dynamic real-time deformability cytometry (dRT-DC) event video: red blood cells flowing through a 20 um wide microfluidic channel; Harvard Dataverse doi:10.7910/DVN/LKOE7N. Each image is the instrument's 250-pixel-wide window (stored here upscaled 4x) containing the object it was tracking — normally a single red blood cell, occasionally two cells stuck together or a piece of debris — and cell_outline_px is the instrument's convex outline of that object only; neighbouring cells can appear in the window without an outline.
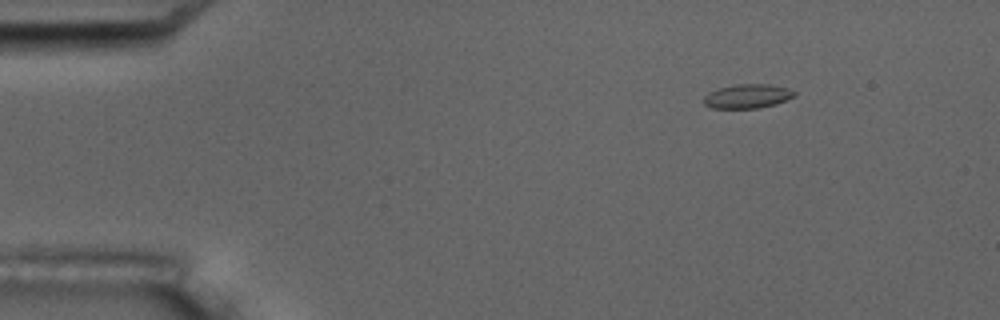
{"species": "common noctule bat (a hibernating species)", "species_latin": "Nyctalus noctula", "temperature_condition": "room temperature", "stored_images_in_passage": 6, "camera_frame_rate_fps": 3000, "um_per_image_px": 0.085, "animal": {"sex": "male", "body_mass_g": 17.5, "forearm_length_mm": 52.3}, "frame": {"image": 1, "passage_image": 3, "time_ms": 2.333, "image_size_px": [1000, 320], "cell_outline_px": [[796, 96], [776, 104], [760, 108], [712, 108], [704, 104], [704, 96], [708, 92], [720, 88], [736, 84], [768, 84], [788, 88], [796, 92]], "centroid_in_image_um": [63.55, 8.18], "position_along_channel_um": 21.4, "area_um2": 12.77}}
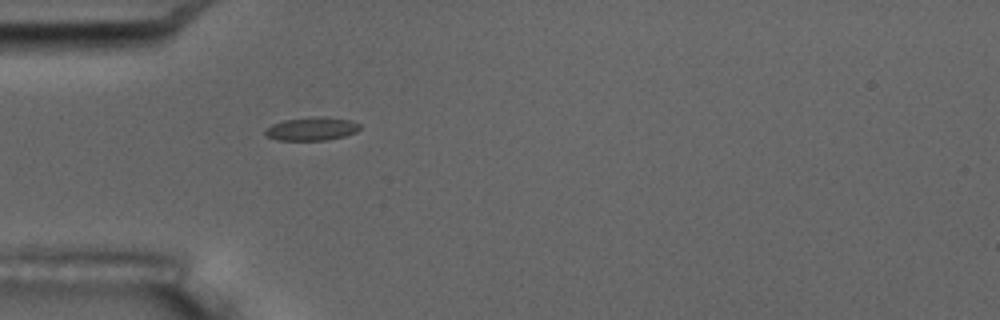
{"frame": {"image": 2, "passage_image": 6, "time_ms": 5.667, "image_size_px": [1000, 320], "cell_outline_px": [[360, 128], [356, 132], [344, 136], [324, 140], [276, 140], [268, 136], [264, 132], [272, 124], [284, 120], [316, 116], [324, 116], [352, 120], [360, 124]], "centroid_in_image_um": [26.53, 10.94], "position_along_channel_um": 58.5, "area_um2": 12.83}}